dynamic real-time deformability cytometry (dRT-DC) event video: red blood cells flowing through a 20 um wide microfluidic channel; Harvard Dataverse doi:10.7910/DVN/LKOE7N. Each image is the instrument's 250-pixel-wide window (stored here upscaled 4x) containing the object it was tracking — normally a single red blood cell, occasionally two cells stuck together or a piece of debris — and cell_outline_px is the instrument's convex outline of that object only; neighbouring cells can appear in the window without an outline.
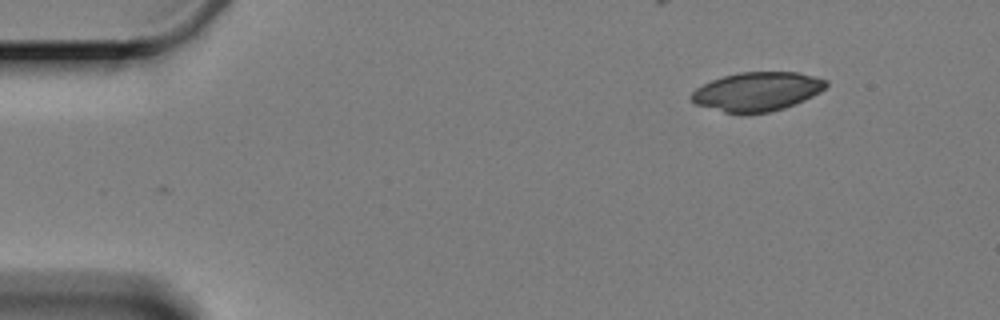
{"species": "Egyptian fruit bat (a non-hibernating species)", "species_latin": "Rousettus aegyptiacus", "temperature_condition": "cold", "stored_images_in_passage": 3, "camera_frame_rate_fps": 3000, "um_per_image_px": 0.085, "animal": {"sex": "female"}, "frame": {"image": 1, "passage_image": 1, "time_ms": 0.0, "image_size_px": [1000, 320], "cell_outline_px": [[828, 84], [820, 92], [804, 100], [784, 108], [768, 112], [724, 112], [696, 104], [688, 96], [696, 88], [712, 80], [724, 76], [740, 72], [800, 72], [828, 80]], "centroid_in_image_um": [64.37, 7.76], "position_along_channel_um": 20.6, "area_um2": 30.23}}
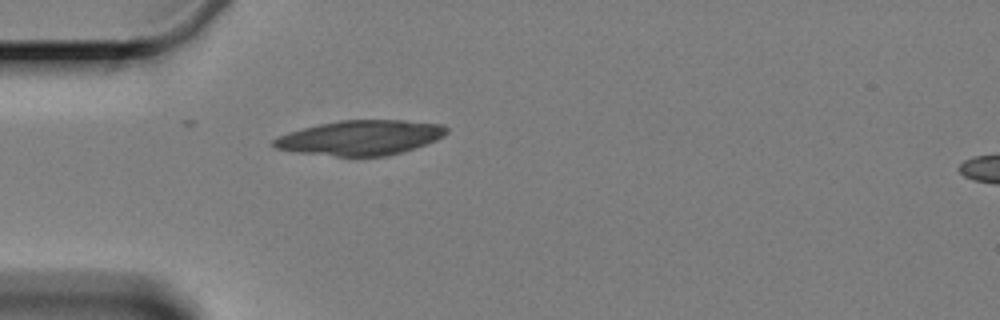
{"frame": {"image": 2, "passage_image": 3, "time_ms": 3.333, "image_size_px": [1000, 320], "cell_outline_px": [[448, 132], [444, 136], [436, 140], [388, 156], [336, 156], [300, 152], [276, 148], [272, 144], [272, 140], [276, 136], [288, 132], [320, 124], [340, 120], [404, 120], [444, 124], [448, 128]], "centroid_in_image_um": [30.66, 11.69], "position_along_channel_um": 54.3, "area_um2": 34.85}}